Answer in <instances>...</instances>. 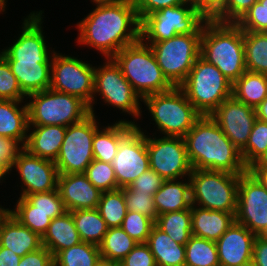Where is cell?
<instances>
[{"instance_id": "6da1fadb", "label": "cell", "mask_w": 267, "mask_h": 266, "mask_svg": "<svg viewBox=\"0 0 267 266\" xmlns=\"http://www.w3.org/2000/svg\"><path fill=\"white\" fill-rule=\"evenodd\" d=\"M79 45L113 58L122 48L140 39V20L134 0L98 5L77 22Z\"/></svg>"}, {"instance_id": "7a4b0ae2", "label": "cell", "mask_w": 267, "mask_h": 266, "mask_svg": "<svg viewBox=\"0 0 267 266\" xmlns=\"http://www.w3.org/2000/svg\"><path fill=\"white\" fill-rule=\"evenodd\" d=\"M193 169L241 175L247 171L240 150L211 116H201L183 137Z\"/></svg>"}, {"instance_id": "3957f363", "label": "cell", "mask_w": 267, "mask_h": 266, "mask_svg": "<svg viewBox=\"0 0 267 266\" xmlns=\"http://www.w3.org/2000/svg\"><path fill=\"white\" fill-rule=\"evenodd\" d=\"M200 56L233 84L246 71L243 30L235 23L207 20L201 35Z\"/></svg>"}, {"instance_id": "277c9868", "label": "cell", "mask_w": 267, "mask_h": 266, "mask_svg": "<svg viewBox=\"0 0 267 266\" xmlns=\"http://www.w3.org/2000/svg\"><path fill=\"white\" fill-rule=\"evenodd\" d=\"M113 59L142 99L174 87L164 76L150 45L141 39L122 48Z\"/></svg>"}, {"instance_id": "5b68a950", "label": "cell", "mask_w": 267, "mask_h": 266, "mask_svg": "<svg viewBox=\"0 0 267 266\" xmlns=\"http://www.w3.org/2000/svg\"><path fill=\"white\" fill-rule=\"evenodd\" d=\"M201 116H210L232 96V83L211 63L199 56L179 86Z\"/></svg>"}, {"instance_id": "8992f818", "label": "cell", "mask_w": 267, "mask_h": 266, "mask_svg": "<svg viewBox=\"0 0 267 266\" xmlns=\"http://www.w3.org/2000/svg\"><path fill=\"white\" fill-rule=\"evenodd\" d=\"M142 102L164 136L184 137L201 117L180 87L147 95Z\"/></svg>"}, {"instance_id": "52a82bcc", "label": "cell", "mask_w": 267, "mask_h": 266, "mask_svg": "<svg viewBox=\"0 0 267 266\" xmlns=\"http://www.w3.org/2000/svg\"><path fill=\"white\" fill-rule=\"evenodd\" d=\"M28 125L67 127L90 114L89 106L77 96L51 88L27 96Z\"/></svg>"}, {"instance_id": "ba28073f", "label": "cell", "mask_w": 267, "mask_h": 266, "mask_svg": "<svg viewBox=\"0 0 267 266\" xmlns=\"http://www.w3.org/2000/svg\"><path fill=\"white\" fill-rule=\"evenodd\" d=\"M189 178L192 205L236 213L240 175L224 171L193 169Z\"/></svg>"}, {"instance_id": "9c48e42d", "label": "cell", "mask_w": 267, "mask_h": 266, "mask_svg": "<svg viewBox=\"0 0 267 266\" xmlns=\"http://www.w3.org/2000/svg\"><path fill=\"white\" fill-rule=\"evenodd\" d=\"M96 95H100V99H103L107 106L122 110L125 115L128 114L136 119L142 116L143 99L124 77L120 66L113 58H105L103 65L95 67L93 102L89 106L92 114H96L93 106L97 103Z\"/></svg>"}, {"instance_id": "30bf717a", "label": "cell", "mask_w": 267, "mask_h": 266, "mask_svg": "<svg viewBox=\"0 0 267 266\" xmlns=\"http://www.w3.org/2000/svg\"><path fill=\"white\" fill-rule=\"evenodd\" d=\"M207 19L191 3L154 11L140 21L142 41H163L178 34H202Z\"/></svg>"}, {"instance_id": "8fae6325", "label": "cell", "mask_w": 267, "mask_h": 266, "mask_svg": "<svg viewBox=\"0 0 267 266\" xmlns=\"http://www.w3.org/2000/svg\"><path fill=\"white\" fill-rule=\"evenodd\" d=\"M202 34H178L163 41H143L149 44L164 76L179 87L200 56Z\"/></svg>"}, {"instance_id": "7c38bea8", "label": "cell", "mask_w": 267, "mask_h": 266, "mask_svg": "<svg viewBox=\"0 0 267 266\" xmlns=\"http://www.w3.org/2000/svg\"><path fill=\"white\" fill-rule=\"evenodd\" d=\"M97 116L90 113L82 121L66 127V134L55 161L59 174L84 173L94 160L92 142L100 127Z\"/></svg>"}, {"instance_id": "4fadbf2b", "label": "cell", "mask_w": 267, "mask_h": 266, "mask_svg": "<svg viewBox=\"0 0 267 266\" xmlns=\"http://www.w3.org/2000/svg\"><path fill=\"white\" fill-rule=\"evenodd\" d=\"M55 51L51 62L50 88L77 96L88 106L93 102L95 66L80 58Z\"/></svg>"}, {"instance_id": "5bb4252c", "label": "cell", "mask_w": 267, "mask_h": 266, "mask_svg": "<svg viewBox=\"0 0 267 266\" xmlns=\"http://www.w3.org/2000/svg\"><path fill=\"white\" fill-rule=\"evenodd\" d=\"M145 134L150 169L164 180L189 177L193 168L183 137H156L154 134L151 137L148 133Z\"/></svg>"}, {"instance_id": "9a60e30c", "label": "cell", "mask_w": 267, "mask_h": 266, "mask_svg": "<svg viewBox=\"0 0 267 266\" xmlns=\"http://www.w3.org/2000/svg\"><path fill=\"white\" fill-rule=\"evenodd\" d=\"M235 221L256 236L267 231V190L248 170L239 178Z\"/></svg>"}, {"instance_id": "2e32d148", "label": "cell", "mask_w": 267, "mask_h": 266, "mask_svg": "<svg viewBox=\"0 0 267 266\" xmlns=\"http://www.w3.org/2000/svg\"><path fill=\"white\" fill-rule=\"evenodd\" d=\"M145 132L137 124L120 140L111 163L119 188L129 186L150 168Z\"/></svg>"}, {"instance_id": "e0dca14e", "label": "cell", "mask_w": 267, "mask_h": 266, "mask_svg": "<svg viewBox=\"0 0 267 266\" xmlns=\"http://www.w3.org/2000/svg\"><path fill=\"white\" fill-rule=\"evenodd\" d=\"M44 11H32L22 23L21 34L13 44L0 51L6 60H39V63H51L55 48L49 50L43 32ZM51 51V52H50Z\"/></svg>"}, {"instance_id": "ac0fdd59", "label": "cell", "mask_w": 267, "mask_h": 266, "mask_svg": "<svg viewBox=\"0 0 267 266\" xmlns=\"http://www.w3.org/2000/svg\"><path fill=\"white\" fill-rule=\"evenodd\" d=\"M14 168L21 179L20 197L57 189L59 173L53 161L34 156L23 149L9 173Z\"/></svg>"}, {"instance_id": "d6986e66", "label": "cell", "mask_w": 267, "mask_h": 266, "mask_svg": "<svg viewBox=\"0 0 267 266\" xmlns=\"http://www.w3.org/2000/svg\"><path fill=\"white\" fill-rule=\"evenodd\" d=\"M210 116L240 151L246 146L257 119L255 108L233 96L223 101Z\"/></svg>"}, {"instance_id": "ffe728a7", "label": "cell", "mask_w": 267, "mask_h": 266, "mask_svg": "<svg viewBox=\"0 0 267 266\" xmlns=\"http://www.w3.org/2000/svg\"><path fill=\"white\" fill-rule=\"evenodd\" d=\"M256 237L244 225L235 221L216 241L220 266H243L251 263Z\"/></svg>"}, {"instance_id": "44dd1931", "label": "cell", "mask_w": 267, "mask_h": 266, "mask_svg": "<svg viewBox=\"0 0 267 266\" xmlns=\"http://www.w3.org/2000/svg\"><path fill=\"white\" fill-rule=\"evenodd\" d=\"M60 196L67 211L97 208L102 192L84 173L59 174Z\"/></svg>"}, {"instance_id": "7402d4cb", "label": "cell", "mask_w": 267, "mask_h": 266, "mask_svg": "<svg viewBox=\"0 0 267 266\" xmlns=\"http://www.w3.org/2000/svg\"><path fill=\"white\" fill-rule=\"evenodd\" d=\"M0 246L23 257L43 247L42 237L22 225L9 212L0 222Z\"/></svg>"}, {"instance_id": "603a6c76", "label": "cell", "mask_w": 267, "mask_h": 266, "mask_svg": "<svg viewBox=\"0 0 267 266\" xmlns=\"http://www.w3.org/2000/svg\"><path fill=\"white\" fill-rule=\"evenodd\" d=\"M65 134L66 127L61 125H29L24 149L34 156L55 162Z\"/></svg>"}, {"instance_id": "cb8c5ba5", "label": "cell", "mask_w": 267, "mask_h": 266, "mask_svg": "<svg viewBox=\"0 0 267 266\" xmlns=\"http://www.w3.org/2000/svg\"><path fill=\"white\" fill-rule=\"evenodd\" d=\"M7 62L26 96L50 88L51 63H39V60H7Z\"/></svg>"}, {"instance_id": "d4e9b609", "label": "cell", "mask_w": 267, "mask_h": 266, "mask_svg": "<svg viewBox=\"0 0 267 266\" xmlns=\"http://www.w3.org/2000/svg\"><path fill=\"white\" fill-rule=\"evenodd\" d=\"M192 235L217 241L235 222L236 213L209 210L191 205Z\"/></svg>"}, {"instance_id": "484cf974", "label": "cell", "mask_w": 267, "mask_h": 266, "mask_svg": "<svg viewBox=\"0 0 267 266\" xmlns=\"http://www.w3.org/2000/svg\"><path fill=\"white\" fill-rule=\"evenodd\" d=\"M137 124L135 120L120 119L111 125L100 126L95 131L92 142L94 159L112 163L120 140Z\"/></svg>"}, {"instance_id": "4316f807", "label": "cell", "mask_w": 267, "mask_h": 266, "mask_svg": "<svg viewBox=\"0 0 267 266\" xmlns=\"http://www.w3.org/2000/svg\"><path fill=\"white\" fill-rule=\"evenodd\" d=\"M154 203L157 215L191 209L190 178L164 180L160 189L154 194Z\"/></svg>"}, {"instance_id": "83f0119b", "label": "cell", "mask_w": 267, "mask_h": 266, "mask_svg": "<svg viewBox=\"0 0 267 266\" xmlns=\"http://www.w3.org/2000/svg\"><path fill=\"white\" fill-rule=\"evenodd\" d=\"M28 126V108L24 101L0 99V136L13 138L25 146Z\"/></svg>"}, {"instance_id": "f1b7e54d", "label": "cell", "mask_w": 267, "mask_h": 266, "mask_svg": "<svg viewBox=\"0 0 267 266\" xmlns=\"http://www.w3.org/2000/svg\"><path fill=\"white\" fill-rule=\"evenodd\" d=\"M81 242L74 219L70 211L52 219L42 236V244L53 256L59 251L70 248Z\"/></svg>"}, {"instance_id": "f546056e", "label": "cell", "mask_w": 267, "mask_h": 266, "mask_svg": "<svg viewBox=\"0 0 267 266\" xmlns=\"http://www.w3.org/2000/svg\"><path fill=\"white\" fill-rule=\"evenodd\" d=\"M147 244L157 266H185V245L173 241L156 225L151 230Z\"/></svg>"}, {"instance_id": "4dcf8cb0", "label": "cell", "mask_w": 267, "mask_h": 266, "mask_svg": "<svg viewBox=\"0 0 267 266\" xmlns=\"http://www.w3.org/2000/svg\"><path fill=\"white\" fill-rule=\"evenodd\" d=\"M232 96L256 108L267 97V75L245 71L232 84Z\"/></svg>"}, {"instance_id": "1f68e13d", "label": "cell", "mask_w": 267, "mask_h": 266, "mask_svg": "<svg viewBox=\"0 0 267 266\" xmlns=\"http://www.w3.org/2000/svg\"><path fill=\"white\" fill-rule=\"evenodd\" d=\"M14 209L9 211H42L48 213L51 219L67 212L64 202L61 199L58 188L48 192H41L19 197L16 200Z\"/></svg>"}, {"instance_id": "d6a6232c", "label": "cell", "mask_w": 267, "mask_h": 266, "mask_svg": "<svg viewBox=\"0 0 267 266\" xmlns=\"http://www.w3.org/2000/svg\"><path fill=\"white\" fill-rule=\"evenodd\" d=\"M71 214L81 241L99 246L109 227L97 208L73 210Z\"/></svg>"}, {"instance_id": "836d02e7", "label": "cell", "mask_w": 267, "mask_h": 266, "mask_svg": "<svg viewBox=\"0 0 267 266\" xmlns=\"http://www.w3.org/2000/svg\"><path fill=\"white\" fill-rule=\"evenodd\" d=\"M155 225L176 243L186 245L192 236L191 210H180L158 215Z\"/></svg>"}, {"instance_id": "e575fe53", "label": "cell", "mask_w": 267, "mask_h": 266, "mask_svg": "<svg viewBox=\"0 0 267 266\" xmlns=\"http://www.w3.org/2000/svg\"><path fill=\"white\" fill-rule=\"evenodd\" d=\"M246 71L267 75V32L243 31Z\"/></svg>"}, {"instance_id": "d590c367", "label": "cell", "mask_w": 267, "mask_h": 266, "mask_svg": "<svg viewBox=\"0 0 267 266\" xmlns=\"http://www.w3.org/2000/svg\"><path fill=\"white\" fill-rule=\"evenodd\" d=\"M137 244L121 227H111L99 245L101 258L120 262Z\"/></svg>"}, {"instance_id": "8d00e7d4", "label": "cell", "mask_w": 267, "mask_h": 266, "mask_svg": "<svg viewBox=\"0 0 267 266\" xmlns=\"http://www.w3.org/2000/svg\"><path fill=\"white\" fill-rule=\"evenodd\" d=\"M185 266H220L216 242L192 235L185 245Z\"/></svg>"}, {"instance_id": "74e56055", "label": "cell", "mask_w": 267, "mask_h": 266, "mask_svg": "<svg viewBox=\"0 0 267 266\" xmlns=\"http://www.w3.org/2000/svg\"><path fill=\"white\" fill-rule=\"evenodd\" d=\"M100 258L99 246L81 241L59 251L54 256V266H95Z\"/></svg>"}, {"instance_id": "f35d334b", "label": "cell", "mask_w": 267, "mask_h": 266, "mask_svg": "<svg viewBox=\"0 0 267 266\" xmlns=\"http://www.w3.org/2000/svg\"><path fill=\"white\" fill-rule=\"evenodd\" d=\"M97 210L109 228L121 227L127 213L123 190L102 192Z\"/></svg>"}, {"instance_id": "ab89813d", "label": "cell", "mask_w": 267, "mask_h": 266, "mask_svg": "<svg viewBox=\"0 0 267 266\" xmlns=\"http://www.w3.org/2000/svg\"><path fill=\"white\" fill-rule=\"evenodd\" d=\"M267 153V122L256 119L246 146L240 151L244 165L258 163Z\"/></svg>"}, {"instance_id": "60d3db41", "label": "cell", "mask_w": 267, "mask_h": 266, "mask_svg": "<svg viewBox=\"0 0 267 266\" xmlns=\"http://www.w3.org/2000/svg\"><path fill=\"white\" fill-rule=\"evenodd\" d=\"M88 180L101 192L120 189L111 163L94 159L85 170Z\"/></svg>"}, {"instance_id": "b9f144b4", "label": "cell", "mask_w": 267, "mask_h": 266, "mask_svg": "<svg viewBox=\"0 0 267 266\" xmlns=\"http://www.w3.org/2000/svg\"><path fill=\"white\" fill-rule=\"evenodd\" d=\"M154 225L155 222L149 217H146L141 213L127 211L121 228L136 242L147 243L148 237Z\"/></svg>"}, {"instance_id": "7bdbcfd3", "label": "cell", "mask_w": 267, "mask_h": 266, "mask_svg": "<svg viewBox=\"0 0 267 266\" xmlns=\"http://www.w3.org/2000/svg\"><path fill=\"white\" fill-rule=\"evenodd\" d=\"M0 99L24 101L27 96L19 86L18 80L12 73L9 63L0 54Z\"/></svg>"}, {"instance_id": "ee69618b", "label": "cell", "mask_w": 267, "mask_h": 266, "mask_svg": "<svg viewBox=\"0 0 267 266\" xmlns=\"http://www.w3.org/2000/svg\"><path fill=\"white\" fill-rule=\"evenodd\" d=\"M121 189L123 190L127 211L141 213L154 222L156 221L158 215L154 203V196L143 192H131L127 187Z\"/></svg>"}, {"instance_id": "f6af8a7d", "label": "cell", "mask_w": 267, "mask_h": 266, "mask_svg": "<svg viewBox=\"0 0 267 266\" xmlns=\"http://www.w3.org/2000/svg\"><path fill=\"white\" fill-rule=\"evenodd\" d=\"M243 31L267 32V0H258L236 23Z\"/></svg>"}, {"instance_id": "bcb514c9", "label": "cell", "mask_w": 267, "mask_h": 266, "mask_svg": "<svg viewBox=\"0 0 267 266\" xmlns=\"http://www.w3.org/2000/svg\"><path fill=\"white\" fill-rule=\"evenodd\" d=\"M9 213L22 225L38 233L41 237L52 221L48 213L42 211H9Z\"/></svg>"}, {"instance_id": "7dc6e473", "label": "cell", "mask_w": 267, "mask_h": 266, "mask_svg": "<svg viewBox=\"0 0 267 266\" xmlns=\"http://www.w3.org/2000/svg\"><path fill=\"white\" fill-rule=\"evenodd\" d=\"M258 0H226L224 8L212 19L221 23H237Z\"/></svg>"}, {"instance_id": "c3c4849f", "label": "cell", "mask_w": 267, "mask_h": 266, "mask_svg": "<svg viewBox=\"0 0 267 266\" xmlns=\"http://www.w3.org/2000/svg\"><path fill=\"white\" fill-rule=\"evenodd\" d=\"M163 182L164 179L154 170L149 168L127 186V188L131 192H143L154 196L162 186Z\"/></svg>"}, {"instance_id": "681fc988", "label": "cell", "mask_w": 267, "mask_h": 266, "mask_svg": "<svg viewBox=\"0 0 267 266\" xmlns=\"http://www.w3.org/2000/svg\"><path fill=\"white\" fill-rule=\"evenodd\" d=\"M119 263L123 266H157L147 243H138Z\"/></svg>"}, {"instance_id": "f907efd6", "label": "cell", "mask_w": 267, "mask_h": 266, "mask_svg": "<svg viewBox=\"0 0 267 266\" xmlns=\"http://www.w3.org/2000/svg\"><path fill=\"white\" fill-rule=\"evenodd\" d=\"M23 149L24 146L19 141L0 136V163L10 171Z\"/></svg>"}, {"instance_id": "816d5d0a", "label": "cell", "mask_w": 267, "mask_h": 266, "mask_svg": "<svg viewBox=\"0 0 267 266\" xmlns=\"http://www.w3.org/2000/svg\"><path fill=\"white\" fill-rule=\"evenodd\" d=\"M136 11L139 20L141 21L145 16L150 15L154 11L169 6H178L188 3V0H134Z\"/></svg>"}, {"instance_id": "f5cc1de1", "label": "cell", "mask_w": 267, "mask_h": 266, "mask_svg": "<svg viewBox=\"0 0 267 266\" xmlns=\"http://www.w3.org/2000/svg\"><path fill=\"white\" fill-rule=\"evenodd\" d=\"M18 266H54V256L43 246L21 257Z\"/></svg>"}, {"instance_id": "db71d44e", "label": "cell", "mask_w": 267, "mask_h": 266, "mask_svg": "<svg viewBox=\"0 0 267 266\" xmlns=\"http://www.w3.org/2000/svg\"><path fill=\"white\" fill-rule=\"evenodd\" d=\"M207 20H212L223 8L226 0H188Z\"/></svg>"}, {"instance_id": "11a10c76", "label": "cell", "mask_w": 267, "mask_h": 266, "mask_svg": "<svg viewBox=\"0 0 267 266\" xmlns=\"http://www.w3.org/2000/svg\"><path fill=\"white\" fill-rule=\"evenodd\" d=\"M253 266H267V238L257 236L253 245Z\"/></svg>"}, {"instance_id": "9f6ffc18", "label": "cell", "mask_w": 267, "mask_h": 266, "mask_svg": "<svg viewBox=\"0 0 267 266\" xmlns=\"http://www.w3.org/2000/svg\"><path fill=\"white\" fill-rule=\"evenodd\" d=\"M21 257L12 250L0 246V266H18Z\"/></svg>"}, {"instance_id": "6f0895ef", "label": "cell", "mask_w": 267, "mask_h": 266, "mask_svg": "<svg viewBox=\"0 0 267 266\" xmlns=\"http://www.w3.org/2000/svg\"><path fill=\"white\" fill-rule=\"evenodd\" d=\"M247 170L267 190V167H264V166H250Z\"/></svg>"}, {"instance_id": "680465c9", "label": "cell", "mask_w": 267, "mask_h": 266, "mask_svg": "<svg viewBox=\"0 0 267 266\" xmlns=\"http://www.w3.org/2000/svg\"><path fill=\"white\" fill-rule=\"evenodd\" d=\"M257 119L267 122V97L255 108Z\"/></svg>"}, {"instance_id": "91938a15", "label": "cell", "mask_w": 267, "mask_h": 266, "mask_svg": "<svg viewBox=\"0 0 267 266\" xmlns=\"http://www.w3.org/2000/svg\"><path fill=\"white\" fill-rule=\"evenodd\" d=\"M125 0H91V3L94 4V6L98 5H112V4H117L121 3Z\"/></svg>"}, {"instance_id": "94428289", "label": "cell", "mask_w": 267, "mask_h": 266, "mask_svg": "<svg viewBox=\"0 0 267 266\" xmlns=\"http://www.w3.org/2000/svg\"><path fill=\"white\" fill-rule=\"evenodd\" d=\"M95 266H116V261L100 258Z\"/></svg>"}, {"instance_id": "6125c7cd", "label": "cell", "mask_w": 267, "mask_h": 266, "mask_svg": "<svg viewBox=\"0 0 267 266\" xmlns=\"http://www.w3.org/2000/svg\"><path fill=\"white\" fill-rule=\"evenodd\" d=\"M7 174H10L9 170L2 163H0V184L3 180H5V178H7L5 177Z\"/></svg>"}, {"instance_id": "be15d7a7", "label": "cell", "mask_w": 267, "mask_h": 266, "mask_svg": "<svg viewBox=\"0 0 267 266\" xmlns=\"http://www.w3.org/2000/svg\"><path fill=\"white\" fill-rule=\"evenodd\" d=\"M252 166H264V167H267V153L262 157V159L258 163L254 164Z\"/></svg>"}, {"instance_id": "e7e4bbea", "label": "cell", "mask_w": 267, "mask_h": 266, "mask_svg": "<svg viewBox=\"0 0 267 266\" xmlns=\"http://www.w3.org/2000/svg\"><path fill=\"white\" fill-rule=\"evenodd\" d=\"M8 212H9V208H4L0 205V222Z\"/></svg>"}, {"instance_id": "03108f58", "label": "cell", "mask_w": 267, "mask_h": 266, "mask_svg": "<svg viewBox=\"0 0 267 266\" xmlns=\"http://www.w3.org/2000/svg\"><path fill=\"white\" fill-rule=\"evenodd\" d=\"M7 4V0H0V13L6 11V5Z\"/></svg>"}, {"instance_id": "003e7915", "label": "cell", "mask_w": 267, "mask_h": 266, "mask_svg": "<svg viewBox=\"0 0 267 266\" xmlns=\"http://www.w3.org/2000/svg\"><path fill=\"white\" fill-rule=\"evenodd\" d=\"M243 266H253V263L251 262V263L243 265Z\"/></svg>"}, {"instance_id": "a7ac6f4b", "label": "cell", "mask_w": 267, "mask_h": 266, "mask_svg": "<svg viewBox=\"0 0 267 266\" xmlns=\"http://www.w3.org/2000/svg\"><path fill=\"white\" fill-rule=\"evenodd\" d=\"M116 266H123V265L119 262H116Z\"/></svg>"}, {"instance_id": "89a4df30", "label": "cell", "mask_w": 267, "mask_h": 266, "mask_svg": "<svg viewBox=\"0 0 267 266\" xmlns=\"http://www.w3.org/2000/svg\"><path fill=\"white\" fill-rule=\"evenodd\" d=\"M265 238H267V231L265 232V234L263 235Z\"/></svg>"}]
</instances>
